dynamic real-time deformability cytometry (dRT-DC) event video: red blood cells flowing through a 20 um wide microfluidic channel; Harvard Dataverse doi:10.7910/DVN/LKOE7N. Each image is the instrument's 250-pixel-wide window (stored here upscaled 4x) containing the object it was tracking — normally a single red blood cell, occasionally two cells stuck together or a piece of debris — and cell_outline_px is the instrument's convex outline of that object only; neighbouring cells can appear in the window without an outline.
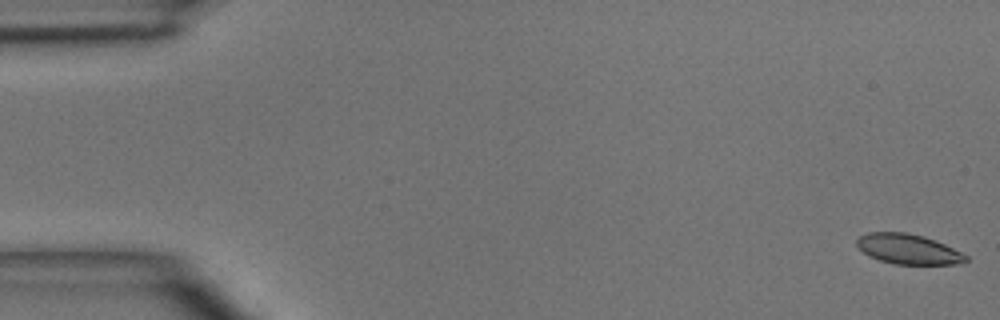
{"species": "common noctule bat (a hibernating species)", "species_latin": "Nyctalus noctula", "temperature_condition": "room temperature", "stored_images_in_passage": 7, "camera_frame_rate_fps": 3000, "um_per_image_px": 0.085, "animal": {"sex": "male", "body_mass_g": 15.6}, "frame": {"image": 1, "passage_image": 1, "time_ms": 0.0, "image_size_px": [1000, 320], "cell_outline_px": [[968, 260], [952, 264], [896, 264], [880, 260], [868, 256], [856, 244], [856, 240], [860, 236], [868, 232], [908, 232], [924, 236], [944, 244], [968, 256]], "centroid_in_image_um": [77.16, 21.16], "position_along_channel_um": 7.8, "area_um2": 18.9}}